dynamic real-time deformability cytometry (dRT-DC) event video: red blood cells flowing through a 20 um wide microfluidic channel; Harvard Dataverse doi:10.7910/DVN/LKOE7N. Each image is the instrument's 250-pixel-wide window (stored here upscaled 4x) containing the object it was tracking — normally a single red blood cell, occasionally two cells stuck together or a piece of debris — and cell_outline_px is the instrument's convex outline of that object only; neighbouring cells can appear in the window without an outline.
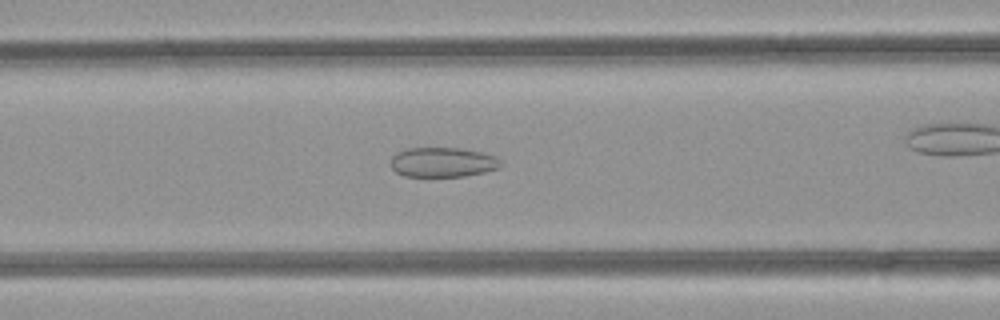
{"species": "common noctule bat (a hibernating species)", "species_latin": "Nyctalus noctula", "temperature_condition": "room temperature", "stored_images_in_passage": 52, "camera_frame_rate_fps": 3000, "um_per_image_px": 0.085, "animal": {"sex": "female", "body_mass_g": 21.9}, "frame": {"image": 1, "passage_image": 21, "time_ms": 6.667, "image_size_px": [1000, 320], "cell_outline_px": [[500, 168], [484, 172], [464, 176], [404, 176], [396, 172], [392, 168], [392, 156], [396, 152], [408, 148], [460, 148], [480, 152], [496, 156], [500, 160]], "centroid_in_image_um": [37.63, 13.78], "position_along_channel_um": 129.0, "area_um2": 18.96}}
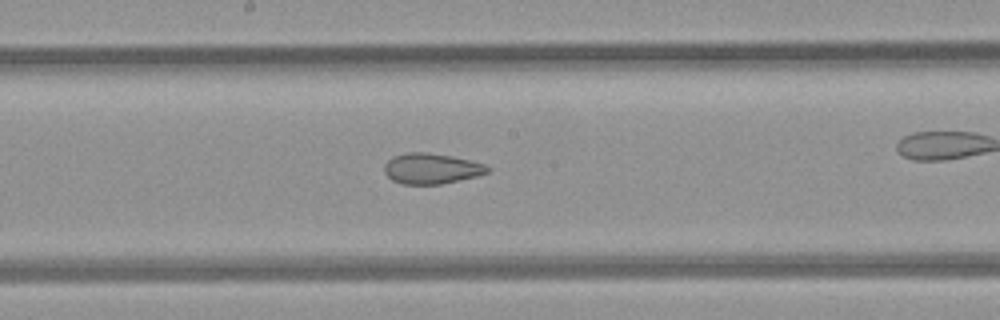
{"frame": {"image": 2, "passage_image": 27, "time_ms": 8.667, "image_size_px": [1000, 320], "cell_outline_px": [[492, 168], [488, 172], [476, 176], [460, 180], [440, 184], [400, 184], [392, 180], [384, 172], [384, 164], [392, 156], [408, 152], [428, 152], [452, 156], [484, 164]], "centroid_in_image_um": [36.64, 14.32], "position_along_channel_um": 211.6, "area_um2": 18.44}}
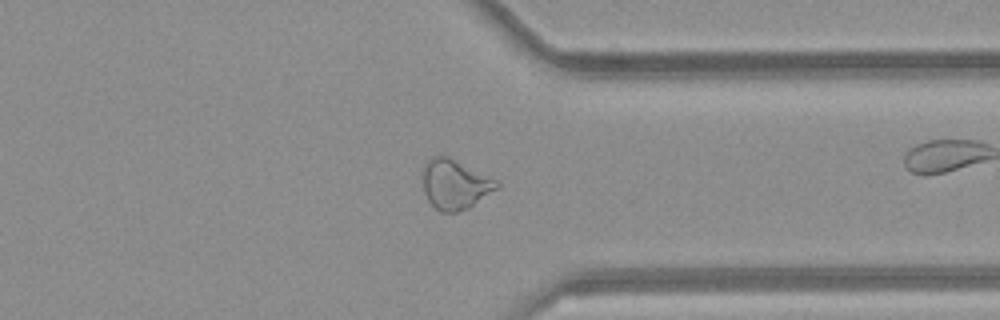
{"frame": {"image": 3, "passage_image": 39, "time_ms": 12.667, "image_size_px": [1000, 320], "cell_outline_px": [[500, 188], [468, 208], [456, 212], [440, 212], [428, 200], [424, 192], [420, 176], [424, 164], [432, 156], [448, 156], [496, 180], [500, 184]], "centroid_in_image_um": [38.64, 15.67], "position_along_channel_um": 372.8, "area_um2": 21.62}, "authors_computed_cell_mechanics": {"area_um2": 24.1604, "velocity_mm_per_s": 4.1155, "shape_relaxation_time_tau1_ms": null, "shape_relaxation_time_tau2_ms": 2.1562, "deformation_change_tau1": null, "deformation_change_tau2": 0.0881}}